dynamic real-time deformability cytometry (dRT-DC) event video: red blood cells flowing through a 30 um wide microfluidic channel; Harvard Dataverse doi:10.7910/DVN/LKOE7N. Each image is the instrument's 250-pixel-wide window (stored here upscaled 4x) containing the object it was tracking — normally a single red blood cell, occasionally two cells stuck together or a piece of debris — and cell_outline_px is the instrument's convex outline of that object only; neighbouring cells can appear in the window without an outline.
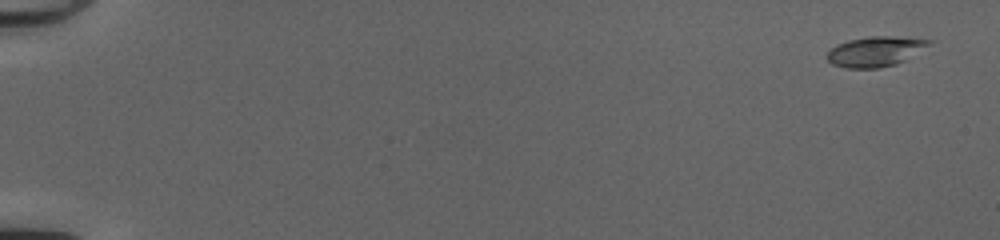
{"species": "common noctule bat (a hibernating species)", "species_latin": "Nyctalus noctula", "temperature_condition": "cold", "stored_images_in_passage": 53, "camera_frame_rate_fps": 3000, "um_per_image_px": 0.085, "animal": {"sex": "female", "body_mass_g": 20.0, "forearm_length_mm": 54.0}, "frame": {"image": 1, "passage_image": 3, "time_ms": 0.667, "image_size_px": [1000, 240], "cell_outline_px": [[936, 40], [932, 44], [904, 60], [896, 64], [880, 68], [844, 68], [832, 64], [824, 56], [836, 44], [848, 40], [868, 36], [892, 36]], "centroid_in_image_um": [74.4, 4.37], "position_along_channel_um": 10.6, "area_um2": 18.03}}
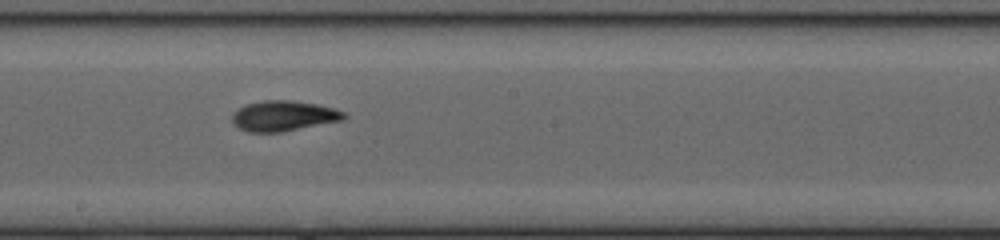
{"frame": {"image": 2, "passage_image": 32, "time_ms": 10.333, "image_size_px": [1000, 240], "cell_outline_px": [[348, 116], [344, 120], [280, 132], [248, 132], [232, 124], [232, 112], [244, 104], [264, 100], [292, 100], [316, 104], [332, 108], [344, 112]], "centroid_in_image_um": [24.07, 9.84], "position_along_channel_um": 224.1, "area_um2": 19.88}}
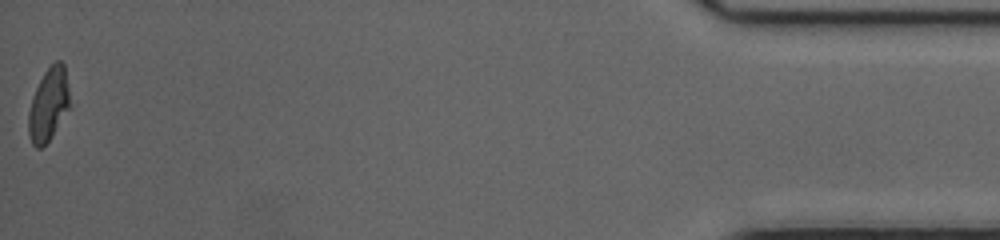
{"frame": {"image": 3, "passage_image": 53, "time_ms": 17.333, "image_size_px": [1000, 240], "cell_outline_px": [[68, 108], [52, 136], [40, 148], [36, 148], [32, 144], [28, 136], [28, 112], [32, 96], [44, 72], [56, 60], [60, 60], [64, 64], [68, 88]], "centroid_in_image_um": [4.09, 8.89], "position_along_channel_um": 431.1, "area_um2": 17.22}, "authors_computed_cell_mechanics": {"area_um2": 18.9584, "velocity_mm_per_s": 4.1424, "shape_relaxation_time_tau1_ms": 3.8657, "shape_relaxation_time_tau2_ms": 2.7731, "deformation_change_tau1": 0.1788, "deformation_change_tau2": 0.0995}}